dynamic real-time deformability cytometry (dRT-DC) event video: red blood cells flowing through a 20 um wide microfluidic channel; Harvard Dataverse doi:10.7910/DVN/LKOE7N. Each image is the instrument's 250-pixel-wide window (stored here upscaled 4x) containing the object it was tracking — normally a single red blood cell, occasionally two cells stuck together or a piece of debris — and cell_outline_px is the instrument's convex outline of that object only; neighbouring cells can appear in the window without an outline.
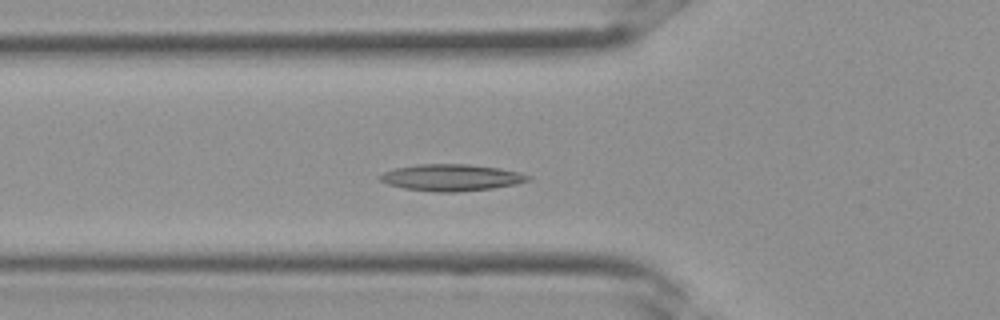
{"species": "Egyptian fruit bat (a non-hibernating species)", "species_latin": "Rousettus aegyptiacus", "temperature_condition": "room temperature", "stored_images_in_passage": 25, "camera_frame_rate_fps": 3000, "um_per_image_px": 0.085, "frame": {"image": 1, "passage_image": 2, "time_ms": 0.333, "image_size_px": [1000, 320], "cell_outline_px": [[532, 180], [516, 184], [492, 188], [456, 192], [436, 192], [404, 188], [388, 184], [380, 180], [376, 176], [392, 168], [416, 164], [468, 164], [500, 168], [532, 176]], "centroid_in_image_um": [38.34, 15.08], "position_along_channel_um": 87.5, "area_um2": 23.12}}
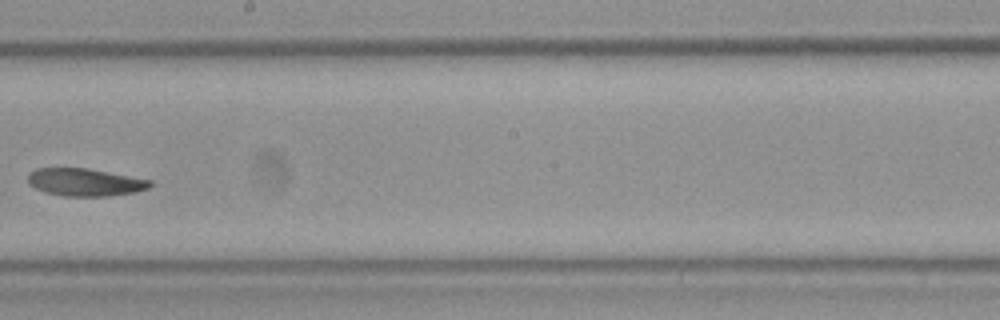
{"frame": {"image": 2, "passage_image": 10, "time_ms": 3.0, "image_size_px": [1000, 320], "cell_outline_px": [[152, 184], [148, 188], [136, 192], [108, 196], [64, 196], [44, 192], [28, 184], [28, 172], [36, 168], [88, 168], [152, 180]], "centroid_in_image_um": [7.21, 15.48], "position_along_channel_um": 241.0, "area_um2": 19.77}}
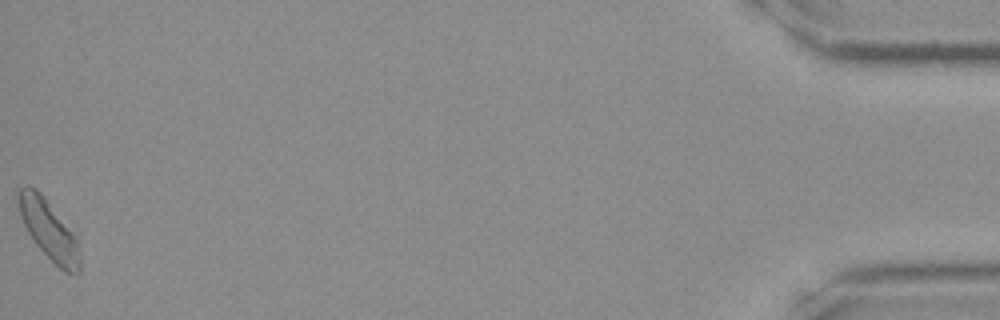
{"frame": {"image": 3, "passage_image": 25, "time_ms": 8.0, "image_size_px": [1000, 320], "cell_outline_px": [[80, 272], [64, 272], [36, 244], [28, 232], [24, 224], [20, 212], [16, 196], [16, 192], [20, 188], [28, 184], [36, 188], [44, 196], [76, 240], [80, 256]], "centroid_in_image_um": [4.09, 19.49], "position_along_channel_um": 431.1, "area_um2": 20.52}}